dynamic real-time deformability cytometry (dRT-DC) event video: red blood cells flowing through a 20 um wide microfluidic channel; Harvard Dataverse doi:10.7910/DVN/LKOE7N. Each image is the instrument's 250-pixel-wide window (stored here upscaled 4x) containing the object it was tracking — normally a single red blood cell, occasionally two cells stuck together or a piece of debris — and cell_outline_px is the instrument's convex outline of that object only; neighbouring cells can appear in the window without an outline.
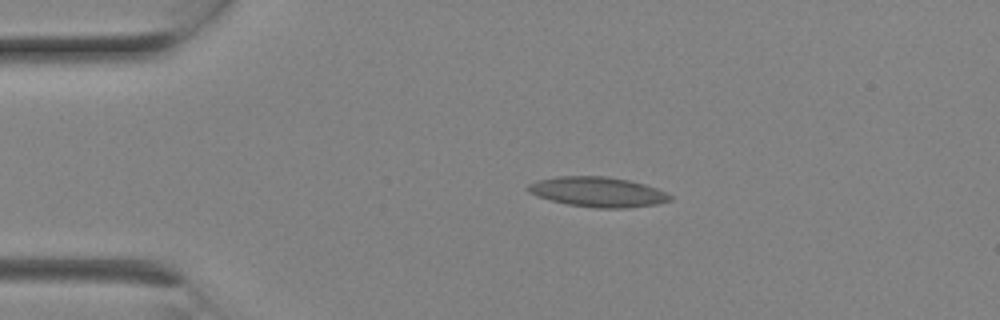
{"species": "Egyptian fruit bat (a non-hibernating species)", "species_latin": "Rousettus aegyptiacus", "temperature_condition": "room temperature", "stored_images_in_passage": 8, "camera_frame_rate_fps": 3000, "um_per_image_px": 0.085, "animal": {"sex": "female"}, "frame": {"image": 1, "passage_image": 5, "time_ms": 1.333, "image_size_px": [1000, 320], "cell_outline_px": [[672, 200], [660, 204], [628, 208], [596, 208], [568, 204], [536, 196], [528, 192], [524, 188], [528, 184], [536, 180], [556, 176], [608, 176], [628, 180], [644, 184], [656, 188], [672, 196]], "centroid_in_image_um": [50.79, 16.31], "position_along_channel_um": 34.2, "area_um2": 25.03}}
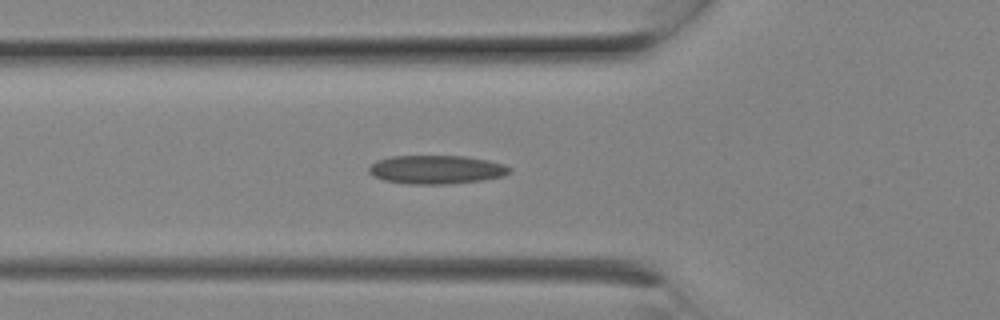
{"frame": {"image": 2, "passage_image": 8, "time_ms": 2.333, "image_size_px": [1000, 320], "cell_outline_px": [[512, 172], [504, 176], [480, 180], [448, 184], [408, 184], [384, 180], [372, 176], [368, 172], [368, 168], [376, 160], [392, 156], [464, 156], [488, 160], [504, 164], [512, 168]], "centroid_in_image_um": [37.09, 14.41], "position_along_channel_um": 88.7, "area_um2": 23.58}}